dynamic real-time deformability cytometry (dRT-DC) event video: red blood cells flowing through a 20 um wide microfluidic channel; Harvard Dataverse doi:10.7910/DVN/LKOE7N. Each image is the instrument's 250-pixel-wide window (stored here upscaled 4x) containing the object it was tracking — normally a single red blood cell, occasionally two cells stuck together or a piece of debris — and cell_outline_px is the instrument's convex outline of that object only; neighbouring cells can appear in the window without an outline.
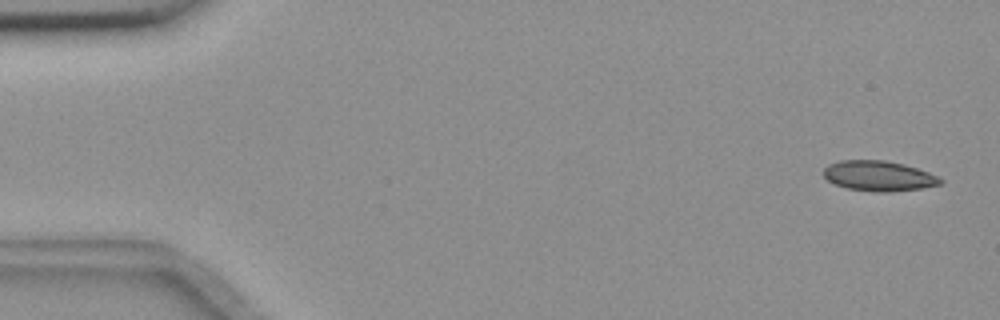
{"species": "common noctule bat (a hibernating species)", "species_latin": "Nyctalus noctula", "temperature_condition": "room temperature", "stored_images_in_passage": 54, "camera_frame_rate_fps": 3000, "um_per_image_px": 0.085, "animal": {"sex": "female", "body_mass_g": 18.4}, "frame": {"image": 1, "passage_image": 1, "time_ms": 0.0, "image_size_px": [1000, 320], "cell_outline_px": [[944, 180], [940, 184], [920, 188], [888, 192], [872, 192], [848, 188], [836, 184], [828, 180], [824, 176], [824, 168], [828, 164], [840, 160], [884, 160], [904, 164], [928, 172]], "centroid_in_image_um": [74.67, 14.95], "position_along_channel_um": 10.3, "area_um2": 20.4}}
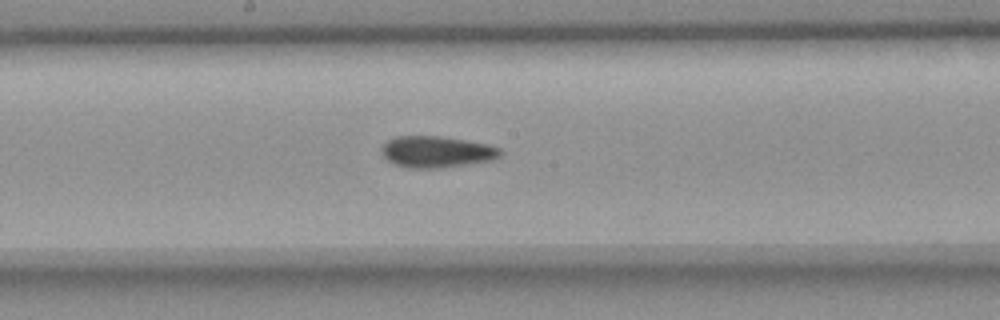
{"frame": {"image": 2, "passage_image": 28, "time_ms": 9.0, "image_size_px": [1000, 320], "cell_outline_px": [[500, 156], [492, 160], [440, 168], [408, 168], [396, 164], [388, 160], [380, 152], [380, 148], [388, 140], [396, 136], [440, 136], [464, 140], [484, 144], [500, 148]], "centroid_in_image_um": [37.06, 12.9], "position_along_channel_um": 211.1, "area_um2": 21.5}}
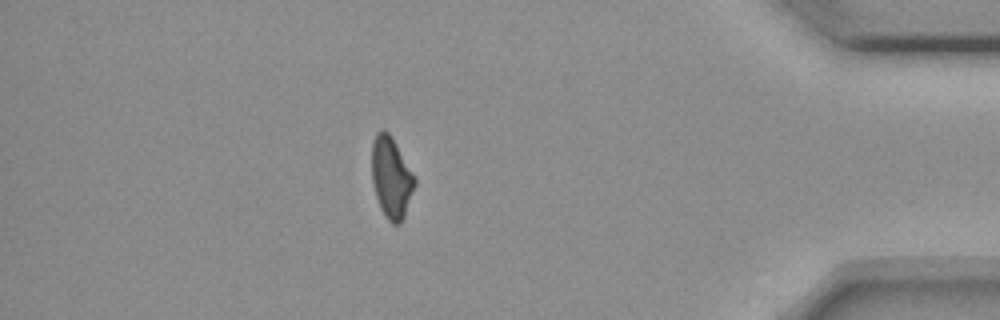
{"frame": {"image": 3, "passage_image": 47, "time_ms": 15.333, "image_size_px": [1000, 320], "cell_outline_px": [[416, 184], [404, 216], [400, 224], [392, 224], [384, 216], [380, 208], [376, 196], [372, 180], [372, 140], [376, 132], [384, 128], [388, 132], [416, 176]], "centroid_in_image_um": [33.26, 15.09], "position_along_channel_um": 401.9, "area_um2": 20.4}, "authors_computed_cell_mechanics": {"area_um2": 21.1259, "velocity_mm_per_s": 3.6758, "shape_relaxation_time_tau1_ms": null, "shape_relaxation_time_tau2_ms": 6.0628, "deformation_change_tau1": null, "deformation_change_tau2": 0.1009}}